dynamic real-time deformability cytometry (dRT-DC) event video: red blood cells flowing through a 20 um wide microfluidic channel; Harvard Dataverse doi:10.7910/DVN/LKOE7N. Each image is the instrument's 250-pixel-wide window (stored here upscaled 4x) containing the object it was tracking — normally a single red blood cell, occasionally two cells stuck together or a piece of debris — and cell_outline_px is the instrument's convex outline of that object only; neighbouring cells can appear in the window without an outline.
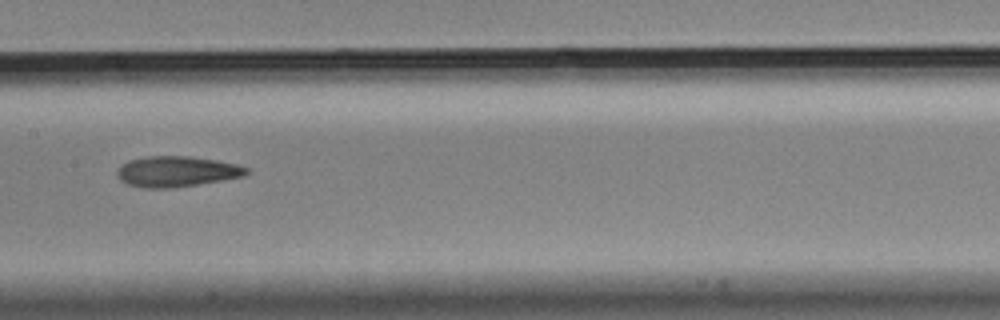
{"species": "Egyptian fruit bat (a non-hibernating species)", "species_latin": "Rousettus aegyptiacus", "temperature_condition": "cold", "stored_images_in_passage": 7, "camera_frame_rate_fps": 3000, "um_per_image_px": 0.085, "animal": {"sex": "male"}, "frame": {"image": 1, "passage_image": 5, "time_ms": 1.333, "image_size_px": [1000, 320], "cell_outline_px": [[248, 172], [244, 176], [172, 188], [144, 188], [128, 184], [120, 180], [116, 176], [116, 172], [128, 160], [148, 156], [188, 156], [216, 160], [236, 164], [248, 168]], "centroid_in_image_um": [14.99, 14.57], "position_along_channel_um": 192.4, "area_um2": 22.83}}
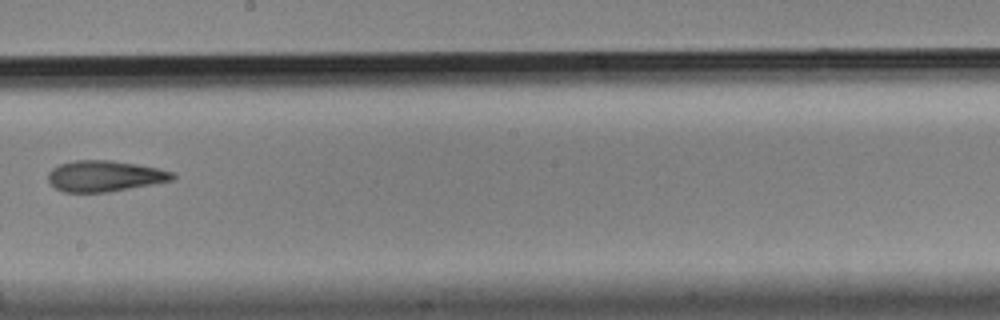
{"frame": {"image": 2, "passage_image": 6, "time_ms": 1.667, "image_size_px": [1000, 320], "cell_outline_px": [[176, 176], [172, 180], [152, 184], [108, 192], [64, 192], [56, 188], [48, 180], [48, 172], [52, 168], [60, 164], [76, 160], [108, 160], [136, 164], [156, 168], [172, 172]], "centroid_in_image_um": [8.87, 14.96], "position_along_channel_um": 239.3, "area_um2": 22.2}}
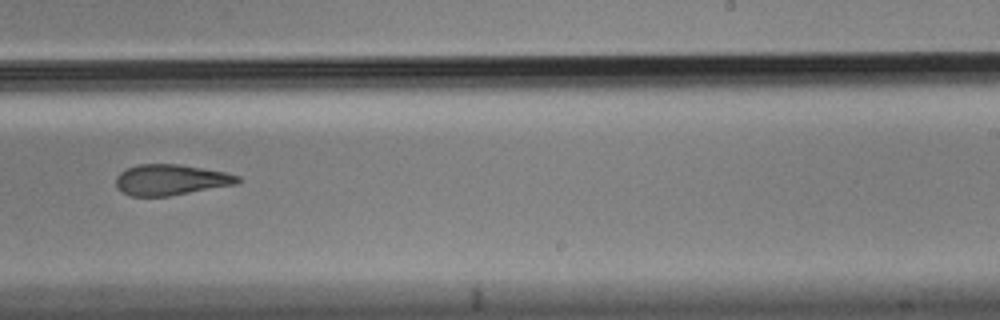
{"frame": {"image": 3, "passage_image": 7, "time_ms": 2.0, "image_size_px": [1000, 320], "cell_outline_px": [[240, 180], [236, 184], [168, 196], [132, 196], [116, 188], [116, 176], [124, 168], [136, 164], [180, 164], [224, 172], [240, 176]], "centroid_in_image_um": [14.47, 15.27], "position_along_channel_um": 274.5, "area_um2": 21.79}}